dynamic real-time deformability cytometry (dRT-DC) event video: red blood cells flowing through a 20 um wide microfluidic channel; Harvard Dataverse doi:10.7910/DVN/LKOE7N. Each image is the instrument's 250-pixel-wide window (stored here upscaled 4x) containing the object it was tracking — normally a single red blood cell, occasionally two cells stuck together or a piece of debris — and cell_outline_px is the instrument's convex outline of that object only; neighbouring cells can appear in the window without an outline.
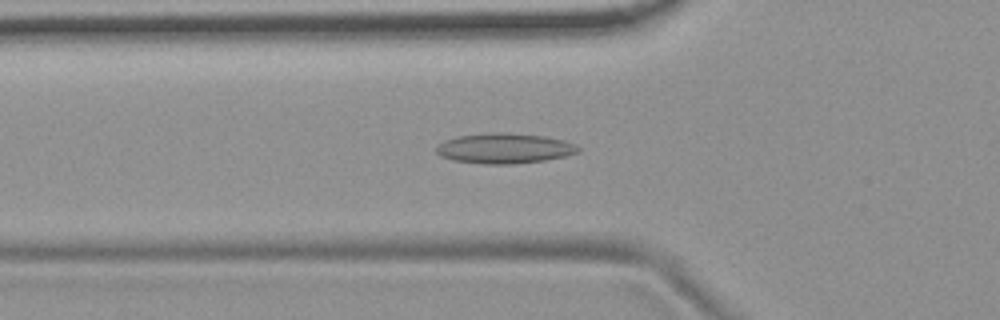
{"species": "common noctule bat (a hibernating species)", "species_latin": "Nyctalus noctula", "temperature_condition": "room temperature", "stored_images_in_passage": 52, "camera_frame_rate_fps": 3000, "um_per_image_px": 0.085, "animal": {"sex": "female", "body_mass_g": 19.9}, "frame": {"image": 1, "passage_image": 17, "time_ms": 5.333, "image_size_px": [1000, 320], "cell_outline_px": [[580, 152], [564, 156], [544, 160], [512, 164], [484, 164], [452, 160], [440, 156], [436, 152], [436, 144], [444, 140], [456, 136], [492, 132], [504, 132], [544, 136], [564, 140], [576, 144], [580, 148]], "centroid_in_image_um": [42.85, 12.6], "position_along_channel_um": 83.0, "area_um2": 25.2}}
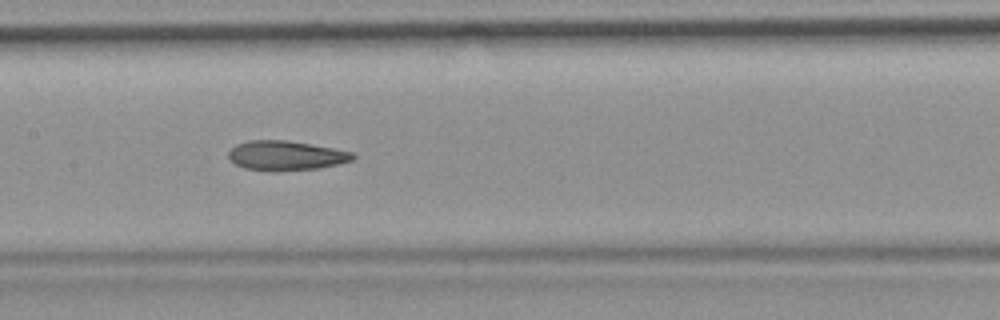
{"frame": {"image": 2, "passage_image": 25, "time_ms": 8.0, "image_size_px": [1000, 320], "cell_outline_px": [[356, 156], [352, 160], [336, 164], [316, 168], [276, 172], [272, 172], [244, 168], [236, 164], [228, 156], [228, 152], [236, 144], [248, 140], [288, 140], [332, 148], [352, 152]], "centroid_in_image_um": [24.26, 13.23], "position_along_channel_um": 183.1, "area_um2": 21.39}}
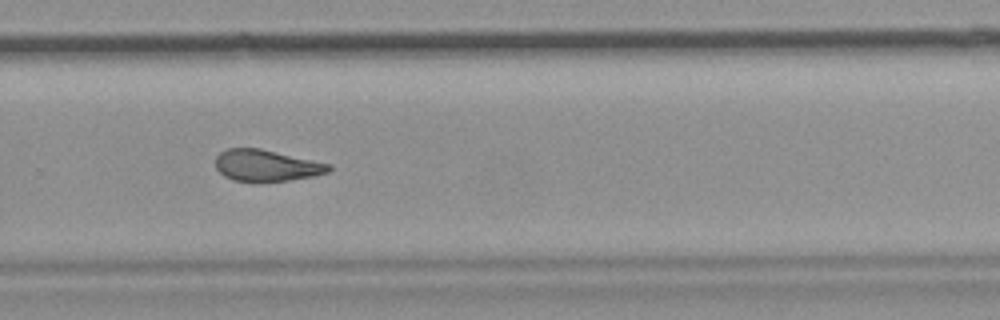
{"frame": {"image": 3, "passage_image": 35, "time_ms": 11.333, "image_size_px": [1000, 320], "cell_outline_px": [[332, 168], [328, 172], [312, 176], [288, 180], [260, 184], [256, 184], [236, 180], [224, 176], [216, 168], [216, 156], [220, 152], [228, 148], [260, 148], [332, 164]], "centroid_in_image_um": [22.64, 14.09], "position_along_channel_um": 307.2, "area_um2": 21.21}, "authors_computed_cell_mechanics": {"area_um2": 22.1374, "velocity_mm_per_s": 3.7341, "shape_relaxation_time_tau1_ms": null, "shape_relaxation_time_tau2_ms": 2.951, "deformation_change_tau1": null, "deformation_change_tau2": 0.1049}}